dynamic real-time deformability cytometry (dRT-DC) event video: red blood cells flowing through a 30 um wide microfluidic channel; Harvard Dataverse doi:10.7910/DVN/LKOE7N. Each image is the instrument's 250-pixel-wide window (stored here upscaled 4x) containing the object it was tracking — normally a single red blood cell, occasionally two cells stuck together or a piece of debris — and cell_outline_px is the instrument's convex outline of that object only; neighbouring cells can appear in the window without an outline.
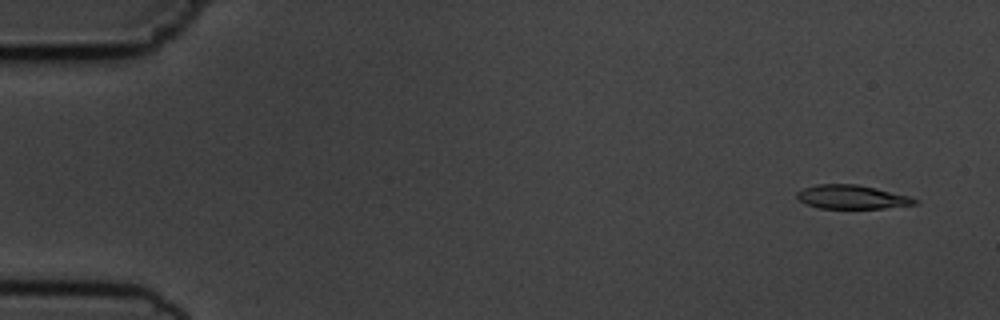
{"species": "common noctule bat (a hibernating species)", "species_latin": "Nyctalus noctula", "temperature_condition": "cold", "stored_images_in_passage": 4, "camera_frame_rate_fps": 3000, "um_per_image_px": 0.085, "animal": {"sex": "male", "body_mass_g": 19.5, "forearm_length_mm": 54.6}, "frame": {"image": 1, "passage_image": 1, "time_ms": 0.0, "image_size_px": [1000, 320], "cell_outline_px": [[920, 204], [884, 208], [820, 208], [804, 204], [796, 196], [796, 192], [804, 188], [816, 184], [856, 184], [876, 188], [908, 196], [920, 200]], "centroid_in_image_um": [72.42, 16.75], "position_along_channel_um": 12.6, "area_um2": 16.42}}
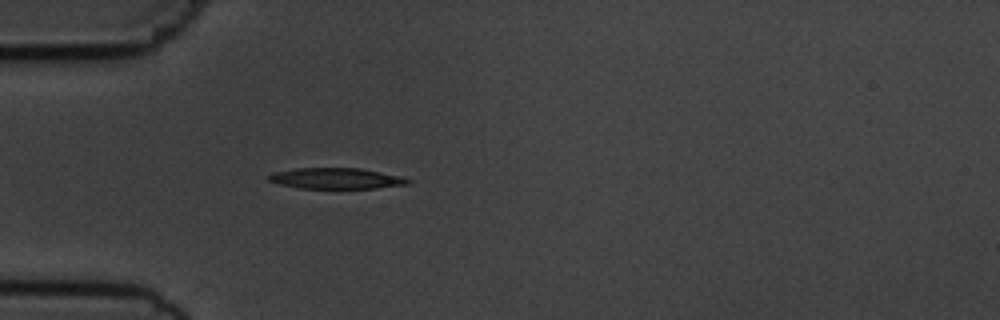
{"frame": {"image": 2, "passage_image": 4, "time_ms": 4.333, "image_size_px": [1000, 320], "cell_outline_px": [[412, 180], [408, 184], [376, 188], [300, 188], [280, 184], [268, 180], [268, 176], [272, 172], [296, 168], [360, 168], [404, 176]], "centroid_in_image_um": [28.61, 15.16], "position_along_channel_um": 56.4, "area_um2": 16.99}}